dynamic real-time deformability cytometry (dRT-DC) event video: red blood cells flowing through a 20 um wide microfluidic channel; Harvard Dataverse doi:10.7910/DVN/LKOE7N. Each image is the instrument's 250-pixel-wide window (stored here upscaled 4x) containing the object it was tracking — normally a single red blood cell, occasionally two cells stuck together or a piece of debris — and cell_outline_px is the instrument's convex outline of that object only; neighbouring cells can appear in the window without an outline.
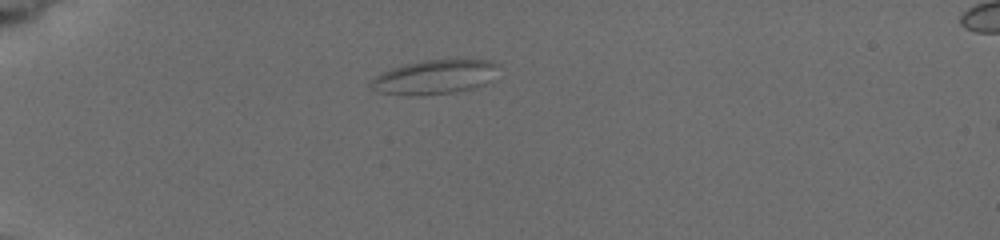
{"species": "common noctule bat (a hibernating species)", "species_latin": "Nyctalus noctula", "temperature_condition": "cold", "stored_images_in_passage": 5, "camera_frame_rate_fps": 3000, "um_per_image_px": 0.085, "animal": {"sex": "female", "body_mass_g": 19.5, "forearm_length_mm": 54.1}, "frame": {"image": 1, "passage_image": 1, "time_ms": 0.0, "image_size_px": [1000, 240], "cell_outline_px": [[492, 64], [484, 84], [472, 88], [452, 92], [412, 96], [380, 92], [372, 88], [372, 80], [376, 76], [384, 72], [408, 64], [428, 60], [488, 60]], "centroid_in_image_um": [36.8, 6.57], "position_along_channel_um": 48.2, "area_um2": 23.76}}